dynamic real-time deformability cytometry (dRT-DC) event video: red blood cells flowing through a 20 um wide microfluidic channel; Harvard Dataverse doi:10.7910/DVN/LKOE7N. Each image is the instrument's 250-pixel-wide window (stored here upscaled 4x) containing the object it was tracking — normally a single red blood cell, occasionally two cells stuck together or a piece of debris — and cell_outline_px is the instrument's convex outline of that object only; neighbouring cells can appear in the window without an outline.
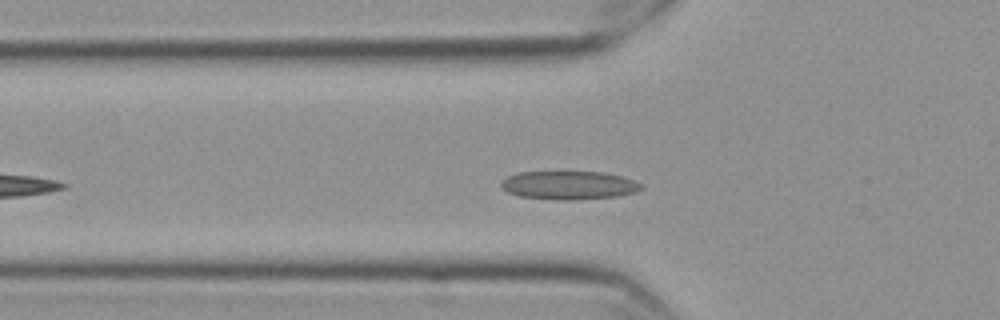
{"species": "Egyptian fruit bat (a non-hibernating species)", "species_latin": "Rousettus aegyptiacus", "temperature_condition": "cold", "stored_images_in_passage": 44, "camera_frame_rate_fps": 3000, "um_per_image_px": 0.085, "frame": {"image": 1, "passage_image": 9, "time_ms": 2.667, "image_size_px": [1000, 320], "cell_outline_px": [[644, 188], [636, 192], [616, 196], [572, 200], [556, 200], [520, 196], [508, 192], [500, 188], [500, 184], [508, 176], [520, 172], [604, 172], [620, 176], [644, 184]], "centroid_in_image_um": [48.37, 15.75], "position_along_channel_um": 77.4, "area_um2": 23.18}}
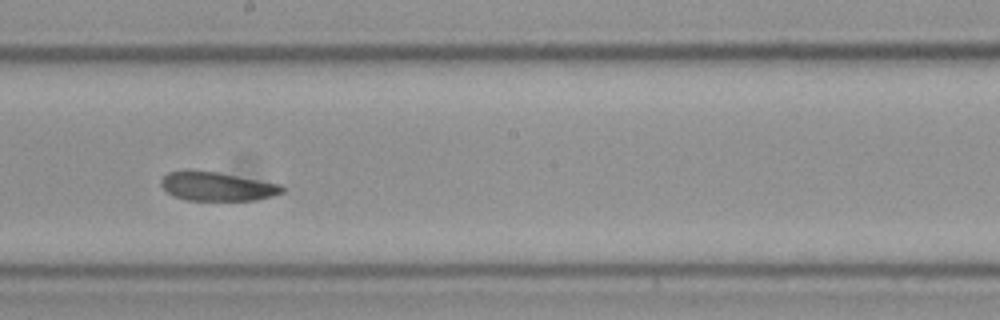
{"frame": {"image": 2, "passage_image": 22, "time_ms": 7.0, "image_size_px": [1000, 320], "cell_outline_px": [[284, 192], [272, 196], [256, 200], [188, 200], [172, 196], [160, 184], [160, 180], [168, 172], [216, 172], [280, 184], [284, 188]], "centroid_in_image_um": [18.47, 15.87], "position_along_channel_um": 229.7, "area_um2": 19.83}}
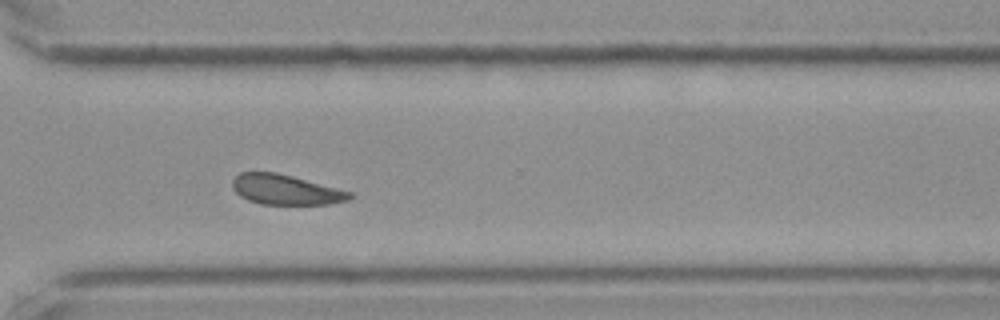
{"frame": {"image": 3, "passage_image": 32, "time_ms": 10.333, "image_size_px": [1000, 320], "cell_outline_px": [[352, 196], [348, 200], [328, 204], [260, 204], [248, 200], [240, 196], [232, 188], [232, 180], [240, 172], [276, 172], [292, 176], [352, 192]], "centroid_in_image_um": [24.25, 16.12], "position_along_channel_um": 346.4, "area_um2": 20.4}, "authors_computed_cell_mechanics": {"area_um2": 21.5305, "velocity_mm_per_s": 3.4987, "shape_relaxation_time_tau1_ms": 5.4515, "shape_relaxation_time_tau2_ms": 1.7616, "deformation_change_tau1": 0.1387, "deformation_change_tau2": 0.0813}}